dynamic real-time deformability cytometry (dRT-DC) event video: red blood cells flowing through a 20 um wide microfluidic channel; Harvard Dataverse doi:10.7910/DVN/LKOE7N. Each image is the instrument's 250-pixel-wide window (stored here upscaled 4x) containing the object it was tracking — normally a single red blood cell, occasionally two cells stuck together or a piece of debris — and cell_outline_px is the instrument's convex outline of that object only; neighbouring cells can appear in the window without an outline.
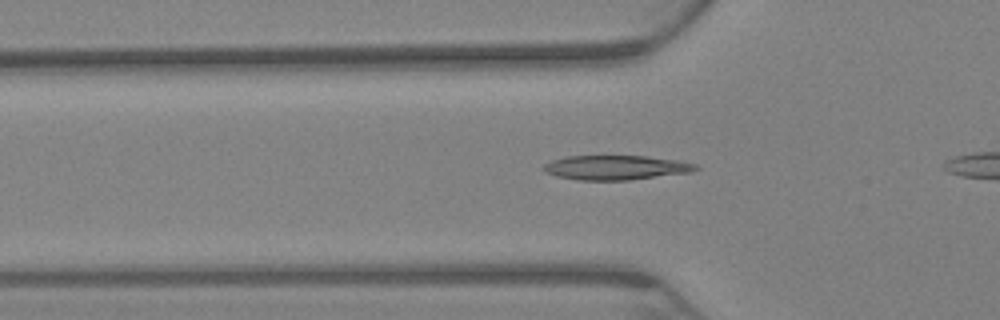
{"species": "Egyptian fruit bat (a non-hibernating species)", "species_latin": "Rousettus aegyptiacus", "temperature_condition": "warm", "stored_images_in_passage": 50, "camera_frame_rate_fps": 3000, "um_per_image_px": 0.085, "animal": {"sex": "female"}, "frame": {"image": 1, "passage_image": 17, "time_ms": 5.333, "image_size_px": [1000, 320], "cell_outline_px": [[700, 168], [692, 172], [628, 180], [580, 180], [556, 176], [544, 172], [540, 168], [544, 164], [552, 160], [564, 156], [648, 156], [676, 160], [696, 164]], "centroid_in_image_um": [52.31, 14.24], "position_along_channel_um": 73.5, "area_um2": 21.79}}
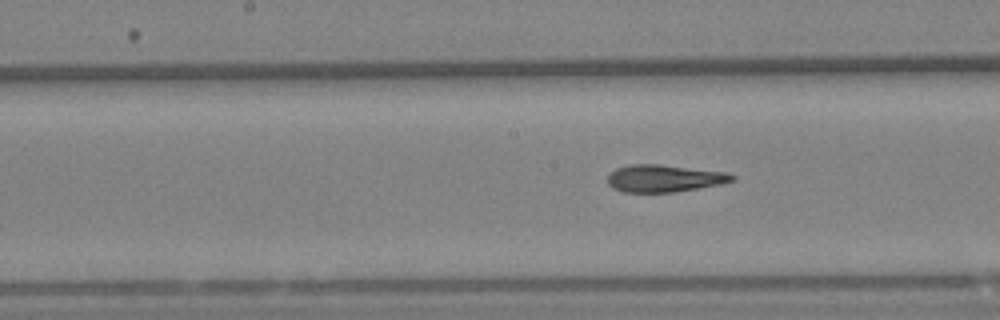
{"frame": {"image": 2, "passage_image": 29, "time_ms": 9.333, "image_size_px": [1000, 320], "cell_outline_px": [[736, 180], [724, 184], [676, 192], [624, 192], [612, 188], [608, 184], [608, 176], [616, 168], [632, 164], [660, 164], [728, 172], [736, 176]], "centroid_in_image_um": [56.52, 15.16], "position_along_channel_um": 191.7, "area_um2": 20.06}}
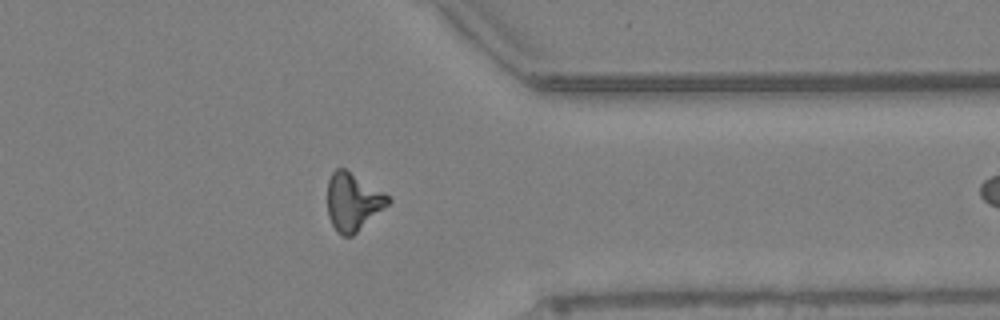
{"frame": {"image": 3, "passage_image": 49, "time_ms": 16.0, "image_size_px": [1000, 320], "cell_outline_px": [[392, 200], [388, 204], [352, 236], [344, 236], [336, 232], [328, 216], [328, 180], [332, 172], [336, 168], [344, 168], [384, 192]], "centroid_in_image_um": [29.98, 17.15], "position_along_channel_um": 381.4, "area_um2": 20.11}}